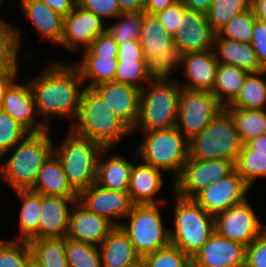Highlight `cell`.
Here are the masks:
<instances>
[{
	"mask_svg": "<svg viewBox=\"0 0 266 267\" xmlns=\"http://www.w3.org/2000/svg\"><path fill=\"white\" fill-rule=\"evenodd\" d=\"M31 255L29 241L0 240V267H25Z\"/></svg>",
	"mask_w": 266,
	"mask_h": 267,
	"instance_id": "cell-46",
	"label": "cell"
},
{
	"mask_svg": "<svg viewBox=\"0 0 266 267\" xmlns=\"http://www.w3.org/2000/svg\"><path fill=\"white\" fill-rule=\"evenodd\" d=\"M250 188L234 169L226 177L200 191L193 200L215 217L231 206L244 202Z\"/></svg>",
	"mask_w": 266,
	"mask_h": 267,
	"instance_id": "cell-13",
	"label": "cell"
},
{
	"mask_svg": "<svg viewBox=\"0 0 266 267\" xmlns=\"http://www.w3.org/2000/svg\"><path fill=\"white\" fill-rule=\"evenodd\" d=\"M150 81L147 60H118L115 82L142 90Z\"/></svg>",
	"mask_w": 266,
	"mask_h": 267,
	"instance_id": "cell-41",
	"label": "cell"
},
{
	"mask_svg": "<svg viewBox=\"0 0 266 267\" xmlns=\"http://www.w3.org/2000/svg\"><path fill=\"white\" fill-rule=\"evenodd\" d=\"M263 76H266V70L249 72L238 96L227 107L266 109V80Z\"/></svg>",
	"mask_w": 266,
	"mask_h": 267,
	"instance_id": "cell-34",
	"label": "cell"
},
{
	"mask_svg": "<svg viewBox=\"0 0 266 267\" xmlns=\"http://www.w3.org/2000/svg\"><path fill=\"white\" fill-rule=\"evenodd\" d=\"M121 14L140 13L144 11V0H117Z\"/></svg>",
	"mask_w": 266,
	"mask_h": 267,
	"instance_id": "cell-56",
	"label": "cell"
},
{
	"mask_svg": "<svg viewBox=\"0 0 266 267\" xmlns=\"http://www.w3.org/2000/svg\"><path fill=\"white\" fill-rule=\"evenodd\" d=\"M255 15L250 7L243 13L234 16L216 35L218 37L229 38L239 42L250 43L252 40Z\"/></svg>",
	"mask_w": 266,
	"mask_h": 267,
	"instance_id": "cell-44",
	"label": "cell"
},
{
	"mask_svg": "<svg viewBox=\"0 0 266 267\" xmlns=\"http://www.w3.org/2000/svg\"><path fill=\"white\" fill-rule=\"evenodd\" d=\"M250 7L256 19L266 23V0H251Z\"/></svg>",
	"mask_w": 266,
	"mask_h": 267,
	"instance_id": "cell-59",
	"label": "cell"
},
{
	"mask_svg": "<svg viewBox=\"0 0 266 267\" xmlns=\"http://www.w3.org/2000/svg\"><path fill=\"white\" fill-rule=\"evenodd\" d=\"M140 162L136 165L133 163L131 172L128 193L132 204L167 203L168 200L166 199L154 198L164 185L162 177L164 172L142 161Z\"/></svg>",
	"mask_w": 266,
	"mask_h": 267,
	"instance_id": "cell-23",
	"label": "cell"
},
{
	"mask_svg": "<svg viewBox=\"0 0 266 267\" xmlns=\"http://www.w3.org/2000/svg\"><path fill=\"white\" fill-rule=\"evenodd\" d=\"M77 5L92 12L103 21L110 18L115 20L121 14L117 0H77Z\"/></svg>",
	"mask_w": 266,
	"mask_h": 267,
	"instance_id": "cell-47",
	"label": "cell"
},
{
	"mask_svg": "<svg viewBox=\"0 0 266 267\" xmlns=\"http://www.w3.org/2000/svg\"><path fill=\"white\" fill-rule=\"evenodd\" d=\"M99 251L102 267H140L141 257L120 226H115L107 235Z\"/></svg>",
	"mask_w": 266,
	"mask_h": 267,
	"instance_id": "cell-25",
	"label": "cell"
},
{
	"mask_svg": "<svg viewBox=\"0 0 266 267\" xmlns=\"http://www.w3.org/2000/svg\"><path fill=\"white\" fill-rule=\"evenodd\" d=\"M31 191L62 198H78L64 173L58 157L52 153L38 171L34 187Z\"/></svg>",
	"mask_w": 266,
	"mask_h": 267,
	"instance_id": "cell-27",
	"label": "cell"
},
{
	"mask_svg": "<svg viewBox=\"0 0 266 267\" xmlns=\"http://www.w3.org/2000/svg\"><path fill=\"white\" fill-rule=\"evenodd\" d=\"M78 201L91 212L105 217L115 226L121 225L132 208L128 192L110 190L97 183L78 194Z\"/></svg>",
	"mask_w": 266,
	"mask_h": 267,
	"instance_id": "cell-14",
	"label": "cell"
},
{
	"mask_svg": "<svg viewBox=\"0 0 266 267\" xmlns=\"http://www.w3.org/2000/svg\"><path fill=\"white\" fill-rule=\"evenodd\" d=\"M139 42L147 63L175 46L174 36L165 30L156 15L145 12H143Z\"/></svg>",
	"mask_w": 266,
	"mask_h": 267,
	"instance_id": "cell-29",
	"label": "cell"
},
{
	"mask_svg": "<svg viewBox=\"0 0 266 267\" xmlns=\"http://www.w3.org/2000/svg\"><path fill=\"white\" fill-rule=\"evenodd\" d=\"M177 0H144V11L147 14L155 15L164 11Z\"/></svg>",
	"mask_w": 266,
	"mask_h": 267,
	"instance_id": "cell-54",
	"label": "cell"
},
{
	"mask_svg": "<svg viewBox=\"0 0 266 267\" xmlns=\"http://www.w3.org/2000/svg\"><path fill=\"white\" fill-rule=\"evenodd\" d=\"M6 21L0 22V71H18L22 32Z\"/></svg>",
	"mask_w": 266,
	"mask_h": 267,
	"instance_id": "cell-35",
	"label": "cell"
},
{
	"mask_svg": "<svg viewBox=\"0 0 266 267\" xmlns=\"http://www.w3.org/2000/svg\"><path fill=\"white\" fill-rule=\"evenodd\" d=\"M188 9L207 15L213 0H178Z\"/></svg>",
	"mask_w": 266,
	"mask_h": 267,
	"instance_id": "cell-55",
	"label": "cell"
},
{
	"mask_svg": "<svg viewBox=\"0 0 266 267\" xmlns=\"http://www.w3.org/2000/svg\"><path fill=\"white\" fill-rule=\"evenodd\" d=\"M213 50L219 63L233 65L248 72L263 70L251 43L218 37L215 34Z\"/></svg>",
	"mask_w": 266,
	"mask_h": 267,
	"instance_id": "cell-28",
	"label": "cell"
},
{
	"mask_svg": "<svg viewBox=\"0 0 266 267\" xmlns=\"http://www.w3.org/2000/svg\"><path fill=\"white\" fill-rule=\"evenodd\" d=\"M24 18L33 23L39 40L60 44L64 17L40 0H20Z\"/></svg>",
	"mask_w": 266,
	"mask_h": 267,
	"instance_id": "cell-24",
	"label": "cell"
},
{
	"mask_svg": "<svg viewBox=\"0 0 266 267\" xmlns=\"http://www.w3.org/2000/svg\"><path fill=\"white\" fill-rule=\"evenodd\" d=\"M245 267H266V228L246 247Z\"/></svg>",
	"mask_w": 266,
	"mask_h": 267,
	"instance_id": "cell-48",
	"label": "cell"
},
{
	"mask_svg": "<svg viewBox=\"0 0 266 267\" xmlns=\"http://www.w3.org/2000/svg\"><path fill=\"white\" fill-rule=\"evenodd\" d=\"M215 34L207 15L186 9L174 34V43L185 54L205 52L213 49Z\"/></svg>",
	"mask_w": 266,
	"mask_h": 267,
	"instance_id": "cell-18",
	"label": "cell"
},
{
	"mask_svg": "<svg viewBox=\"0 0 266 267\" xmlns=\"http://www.w3.org/2000/svg\"><path fill=\"white\" fill-rule=\"evenodd\" d=\"M171 244L192 257L215 232L214 216L208 214L193 199L175 194Z\"/></svg>",
	"mask_w": 266,
	"mask_h": 267,
	"instance_id": "cell-6",
	"label": "cell"
},
{
	"mask_svg": "<svg viewBox=\"0 0 266 267\" xmlns=\"http://www.w3.org/2000/svg\"><path fill=\"white\" fill-rule=\"evenodd\" d=\"M37 75L28 82L34 95L37 115L43 116L40 119L43 124L51 129L49 121L52 116L75 121L86 88L80 70L73 62L53 60Z\"/></svg>",
	"mask_w": 266,
	"mask_h": 267,
	"instance_id": "cell-1",
	"label": "cell"
},
{
	"mask_svg": "<svg viewBox=\"0 0 266 267\" xmlns=\"http://www.w3.org/2000/svg\"><path fill=\"white\" fill-rule=\"evenodd\" d=\"M93 88L106 101L108 109L114 110L116 116L133 131L139 116L141 89L115 81Z\"/></svg>",
	"mask_w": 266,
	"mask_h": 267,
	"instance_id": "cell-19",
	"label": "cell"
},
{
	"mask_svg": "<svg viewBox=\"0 0 266 267\" xmlns=\"http://www.w3.org/2000/svg\"><path fill=\"white\" fill-rule=\"evenodd\" d=\"M185 53L178 46H173L158 57L153 58L148 63V76L151 80H178L170 77L177 69L183 65Z\"/></svg>",
	"mask_w": 266,
	"mask_h": 267,
	"instance_id": "cell-38",
	"label": "cell"
},
{
	"mask_svg": "<svg viewBox=\"0 0 266 267\" xmlns=\"http://www.w3.org/2000/svg\"><path fill=\"white\" fill-rule=\"evenodd\" d=\"M224 107L210 91L181 89L176 127L190 140Z\"/></svg>",
	"mask_w": 266,
	"mask_h": 267,
	"instance_id": "cell-11",
	"label": "cell"
},
{
	"mask_svg": "<svg viewBox=\"0 0 266 267\" xmlns=\"http://www.w3.org/2000/svg\"><path fill=\"white\" fill-rule=\"evenodd\" d=\"M22 202L19 213V235L13 240L30 241L39 239L40 212L42 208V194L31 190L15 191Z\"/></svg>",
	"mask_w": 266,
	"mask_h": 267,
	"instance_id": "cell-31",
	"label": "cell"
},
{
	"mask_svg": "<svg viewBox=\"0 0 266 267\" xmlns=\"http://www.w3.org/2000/svg\"><path fill=\"white\" fill-rule=\"evenodd\" d=\"M78 198H62L42 195L39 239L66 237L70 212Z\"/></svg>",
	"mask_w": 266,
	"mask_h": 267,
	"instance_id": "cell-22",
	"label": "cell"
},
{
	"mask_svg": "<svg viewBox=\"0 0 266 267\" xmlns=\"http://www.w3.org/2000/svg\"><path fill=\"white\" fill-rule=\"evenodd\" d=\"M117 51L118 44L107 31L98 35L87 49L82 50L83 55L106 56H117Z\"/></svg>",
	"mask_w": 266,
	"mask_h": 267,
	"instance_id": "cell-50",
	"label": "cell"
},
{
	"mask_svg": "<svg viewBox=\"0 0 266 267\" xmlns=\"http://www.w3.org/2000/svg\"><path fill=\"white\" fill-rule=\"evenodd\" d=\"M30 132L0 108V158L12 150Z\"/></svg>",
	"mask_w": 266,
	"mask_h": 267,
	"instance_id": "cell-45",
	"label": "cell"
},
{
	"mask_svg": "<svg viewBox=\"0 0 266 267\" xmlns=\"http://www.w3.org/2000/svg\"><path fill=\"white\" fill-rule=\"evenodd\" d=\"M140 267H192L191 257L170 244L141 258Z\"/></svg>",
	"mask_w": 266,
	"mask_h": 267,
	"instance_id": "cell-43",
	"label": "cell"
},
{
	"mask_svg": "<svg viewBox=\"0 0 266 267\" xmlns=\"http://www.w3.org/2000/svg\"><path fill=\"white\" fill-rule=\"evenodd\" d=\"M255 154L266 155V134H262L246 144Z\"/></svg>",
	"mask_w": 266,
	"mask_h": 267,
	"instance_id": "cell-58",
	"label": "cell"
},
{
	"mask_svg": "<svg viewBox=\"0 0 266 267\" xmlns=\"http://www.w3.org/2000/svg\"><path fill=\"white\" fill-rule=\"evenodd\" d=\"M19 71H0V106L5 89L18 76Z\"/></svg>",
	"mask_w": 266,
	"mask_h": 267,
	"instance_id": "cell-57",
	"label": "cell"
},
{
	"mask_svg": "<svg viewBox=\"0 0 266 267\" xmlns=\"http://www.w3.org/2000/svg\"><path fill=\"white\" fill-rule=\"evenodd\" d=\"M235 169V162L223 159H190L183 165L180 175L173 180L172 193L193 199L210 184L218 182Z\"/></svg>",
	"mask_w": 266,
	"mask_h": 267,
	"instance_id": "cell-10",
	"label": "cell"
},
{
	"mask_svg": "<svg viewBox=\"0 0 266 267\" xmlns=\"http://www.w3.org/2000/svg\"><path fill=\"white\" fill-rule=\"evenodd\" d=\"M114 228L108 219L91 212L76 200L70 212L66 238L99 246Z\"/></svg>",
	"mask_w": 266,
	"mask_h": 267,
	"instance_id": "cell-20",
	"label": "cell"
},
{
	"mask_svg": "<svg viewBox=\"0 0 266 267\" xmlns=\"http://www.w3.org/2000/svg\"><path fill=\"white\" fill-rule=\"evenodd\" d=\"M2 2H3V0H0V5H2ZM1 21H5V20H3V18H1V16H0V22Z\"/></svg>",
	"mask_w": 266,
	"mask_h": 267,
	"instance_id": "cell-61",
	"label": "cell"
},
{
	"mask_svg": "<svg viewBox=\"0 0 266 267\" xmlns=\"http://www.w3.org/2000/svg\"><path fill=\"white\" fill-rule=\"evenodd\" d=\"M248 73L233 65L218 64L212 93L224 108L236 99Z\"/></svg>",
	"mask_w": 266,
	"mask_h": 267,
	"instance_id": "cell-32",
	"label": "cell"
},
{
	"mask_svg": "<svg viewBox=\"0 0 266 267\" xmlns=\"http://www.w3.org/2000/svg\"><path fill=\"white\" fill-rule=\"evenodd\" d=\"M189 158L223 159L236 162L243 143L231 114L224 108L189 140Z\"/></svg>",
	"mask_w": 266,
	"mask_h": 267,
	"instance_id": "cell-7",
	"label": "cell"
},
{
	"mask_svg": "<svg viewBox=\"0 0 266 267\" xmlns=\"http://www.w3.org/2000/svg\"><path fill=\"white\" fill-rule=\"evenodd\" d=\"M186 9L187 8L183 5V3L177 0L164 11L155 15L159 22L165 27V30L174 36L178 29V25L181 22V16Z\"/></svg>",
	"mask_w": 266,
	"mask_h": 267,
	"instance_id": "cell-49",
	"label": "cell"
},
{
	"mask_svg": "<svg viewBox=\"0 0 266 267\" xmlns=\"http://www.w3.org/2000/svg\"><path fill=\"white\" fill-rule=\"evenodd\" d=\"M251 6V0H213L207 14L212 30L217 33L234 16L245 12Z\"/></svg>",
	"mask_w": 266,
	"mask_h": 267,
	"instance_id": "cell-39",
	"label": "cell"
},
{
	"mask_svg": "<svg viewBox=\"0 0 266 267\" xmlns=\"http://www.w3.org/2000/svg\"><path fill=\"white\" fill-rule=\"evenodd\" d=\"M49 132L50 129L29 133L6 153L13 152L10 158H0V164L5 161V164L0 165V179L13 191L31 190L34 187L38 171L53 153L54 142Z\"/></svg>",
	"mask_w": 266,
	"mask_h": 267,
	"instance_id": "cell-2",
	"label": "cell"
},
{
	"mask_svg": "<svg viewBox=\"0 0 266 267\" xmlns=\"http://www.w3.org/2000/svg\"><path fill=\"white\" fill-rule=\"evenodd\" d=\"M214 219L215 231L219 235L246 247L266 228L247 199L216 215Z\"/></svg>",
	"mask_w": 266,
	"mask_h": 267,
	"instance_id": "cell-12",
	"label": "cell"
},
{
	"mask_svg": "<svg viewBox=\"0 0 266 267\" xmlns=\"http://www.w3.org/2000/svg\"><path fill=\"white\" fill-rule=\"evenodd\" d=\"M219 62L214 50L186 53L182 71L186 81H178L183 89L212 92Z\"/></svg>",
	"mask_w": 266,
	"mask_h": 267,
	"instance_id": "cell-21",
	"label": "cell"
},
{
	"mask_svg": "<svg viewBox=\"0 0 266 267\" xmlns=\"http://www.w3.org/2000/svg\"><path fill=\"white\" fill-rule=\"evenodd\" d=\"M65 253L69 267H102L97 245L65 237Z\"/></svg>",
	"mask_w": 266,
	"mask_h": 267,
	"instance_id": "cell-37",
	"label": "cell"
},
{
	"mask_svg": "<svg viewBox=\"0 0 266 267\" xmlns=\"http://www.w3.org/2000/svg\"><path fill=\"white\" fill-rule=\"evenodd\" d=\"M29 243L32 255L44 267H69L65 253V237L31 239Z\"/></svg>",
	"mask_w": 266,
	"mask_h": 267,
	"instance_id": "cell-36",
	"label": "cell"
},
{
	"mask_svg": "<svg viewBox=\"0 0 266 267\" xmlns=\"http://www.w3.org/2000/svg\"><path fill=\"white\" fill-rule=\"evenodd\" d=\"M141 132L145 136L140 146L136 147L137 157L165 173L172 172L175 180L189 158V140L176 126Z\"/></svg>",
	"mask_w": 266,
	"mask_h": 267,
	"instance_id": "cell-8",
	"label": "cell"
},
{
	"mask_svg": "<svg viewBox=\"0 0 266 267\" xmlns=\"http://www.w3.org/2000/svg\"><path fill=\"white\" fill-rule=\"evenodd\" d=\"M117 60H146L139 40L118 43Z\"/></svg>",
	"mask_w": 266,
	"mask_h": 267,
	"instance_id": "cell-52",
	"label": "cell"
},
{
	"mask_svg": "<svg viewBox=\"0 0 266 267\" xmlns=\"http://www.w3.org/2000/svg\"><path fill=\"white\" fill-rule=\"evenodd\" d=\"M167 203L132 205L120 227L142 258L171 244L170 229L163 222L161 207ZM127 219V220H126Z\"/></svg>",
	"mask_w": 266,
	"mask_h": 267,
	"instance_id": "cell-9",
	"label": "cell"
},
{
	"mask_svg": "<svg viewBox=\"0 0 266 267\" xmlns=\"http://www.w3.org/2000/svg\"><path fill=\"white\" fill-rule=\"evenodd\" d=\"M246 246L216 231L192 257V267H245Z\"/></svg>",
	"mask_w": 266,
	"mask_h": 267,
	"instance_id": "cell-17",
	"label": "cell"
},
{
	"mask_svg": "<svg viewBox=\"0 0 266 267\" xmlns=\"http://www.w3.org/2000/svg\"><path fill=\"white\" fill-rule=\"evenodd\" d=\"M110 149L104 148L99 154L96 183L110 190L128 192L133 163L117 153L108 155Z\"/></svg>",
	"mask_w": 266,
	"mask_h": 267,
	"instance_id": "cell-26",
	"label": "cell"
},
{
	"mask_svg": "<svg viewBox=\"0 0 266 267\" xmlns=\"http://www.w3.org/2000/svg\"><path fill=\"white\" fill-rule=\"evenodd\" d=\"M80 62L73 64L80 70L86 87H95L115 81L117 56L82 55ZM86 82H88L86 84Z\"/></svg>",
	"mask_w": 266,
	"mask_h": 267,
	"instance_id": "cell-30",
	"label": "cell"
},
{
	"mask_svg": "<svg viewBox=\"0 0 266 267\" xmlns=\"http://www.w3.org/2000/svg\"><path fill=\"white\" fill-rule=\"evenodd\" d=\"M231 114L243 145L266 134V109L225 107Z\"/></svg>",
	"mask_w": 266,
	"mask_h": 267,
	"instance_id": "cell-33",
	"label": "cell"
},
{
	"mask_svg": "<svg viewBox=\"0 0 266 267\" xmlns=\"http://www.w3.org/2000/svg\"><path fill=\"white\" fill-rule=\"evenodd\" d=\"M102 96L92 87H86L78 116L69 128L77 135L112 148L132 131L116 116Z\"/></svg>",
	"mask_w": 266,
	"mask_h": 267,
	"instance_id": "cell-3",
	"label": "cell"
},
{
	"mask_svg": "<svg viewBox=\"0 0 266 267\" xmlns=\"http://www.w3.org/2000/svg\"><path fill=\"white\" fill-rule=\"evenodd\" d=\"M181 89L177 80H151L141 90L139 116L132 132L176 126Z\"/></svg>",
	"mask_w": 266,
	"mask_h": 267,
	"instance_id": "cell-4",
	"label": "cell"
},
{
	"mask_svg": "<svg viewBox=\"0 0 266 267\" xmlns=\"http://www.w3.org/2000/svg\"><path fill=\"white\" fill-rule=\"evenodd\" d=\"M45 2L53 11L58 12L63 17L71 13L77 5V0H40Z\"/></svg>",
	"mask_w": 266,
	"mask_h": 267,
	"instance_id": "cell-53",
	"label": "cell"
},
{
	"mask_svg": "<svg viewBox=\"0 0 266 267\" xmlns=\"http://www.w3.org/2000/svg\"><path fill=\"white\" fill-rule=\"evenodd\" d=\"M25 267H44V266L37 260L36 257L31 255L29 257Z\"/></svg>",
	"mask_w": 266,
	"mask_h": 267,
	"instance_id": "cell-60",
	"label": "cell"
},
{
	"mask_svg": "<svg viewBox=\"0 0 266 267\" xmlns=\"http://www.w3.org/2000/svg\"><path fill=\"white\" fill-rule=\"evenodd\" d=\"M105 21L92 12L76 5L71 13L64 17L60 46L70 52L87 49L93 40L106 31Z\"/></svg>",
	"mask_w": 266,
	"mask_h": 267,
	"instance_id": "cell-15",
	"label": "cell"
},
{
	"mask_svg": "<svg viewBox=\"0 0 266 267\" xmlns=\"http://www.w3.org/2000/svg\"><path fill=\"white\" fill-rule=\"evenodd\" d=\"M235 169L252 187L258 178L266 177V155L255 154L247 145H243L235 162Z\"/></svg>",
	"mask_w": 266,
	"mask_h": 267,
	"instance_id": "cell-40",
	"label": "cell"
},
{
	"mask_svg": "<svg viewBox=\"0 0 266 267\" xmlns=\"http://www.w3.org/2000/svg\"><path fill=\"white\" fill-rule=\"evenodd\" d=\"M115 19L117 22L110 24V26L108 24L106 31L114 38L117 44L139 40L143 12L120 14Z\"/></svg>",
	"mask_w": 266,
	"mask_h": 267,
	"instance_id": "cell-42",
	"label": "cell"
},
{
	"mask_svg": "<svg viewBox=\"0 0 266 267\" xmlns=\"http://www.w3.org/2000/svg\"><path fill=\"white\" fill-rule=\"evenodd\" d=\"M251 46L263 70H266V23L255 19Z\"/></svg>",
	"mask_w": 266,
	"mask_h": 267,
	"instance_id": "cell-51",
	"label": "cell"
},
{
	"mask_svg": "<svg viewBox=\"0 0 266 267\" xmlns=\"http://www.w3.org/2000/svg\"><path fill=\"white\" fill-rule=\"evenodd\" d=\"M53 153L60 160L72 188L79 194L96 183L97 163L104 147L93 140L75 134L70 128Z\"/></svg>",
	"mask_w": 266,
	"mask_h": 267,
	"instance_id": "cell-5",
	"label": "cell"
},
{
	"mask_svg": "<svg viewBox=\"0 0 266 267\" xmlns=\"http://www.w3.org/2000/svg\"><path fill=\"white\" fill-rule=\"evenodd\" d=\"M17 77L5 89L0 108L23 125L30 133H41L48 128L37 115L35 99L29 82L20 84Z\"/></svg>",
	"mask_w": 266,
	"mask_h": 267,
	"instance_id": "cell-16",
	"label": "cell"
}]
</instances>
